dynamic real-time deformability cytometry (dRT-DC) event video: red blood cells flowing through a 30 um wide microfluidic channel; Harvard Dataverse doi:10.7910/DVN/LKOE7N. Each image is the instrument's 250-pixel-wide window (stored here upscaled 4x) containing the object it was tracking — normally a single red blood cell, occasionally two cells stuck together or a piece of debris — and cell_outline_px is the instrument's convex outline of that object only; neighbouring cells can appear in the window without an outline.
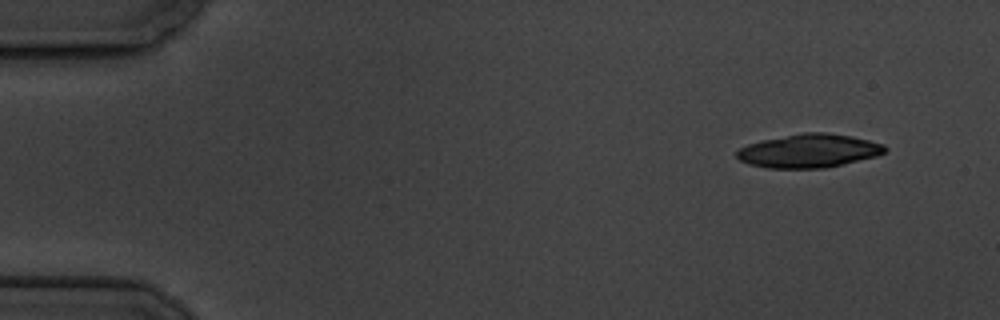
{"species": "common noctule bat (a hibernating species)", "species_latin": "Nyctalus noctula", "temperature_condition": "cold", "stored_images_in_passage": 4, "camera_frame_rate_fps": 3000, "um_per_image_px": 0.085, "animal": {"sex": "male", "body_mass_g": 19.5, "forearm_length_mm": 54.6}, "frame": {"image": 1, "passage_image": 1, "time_ms": 0.0, "image_size_px": [1000, 320], "cell_outline_px": [[888, 148], [884, 152], [876, 156], [844, 164], [824, 168], [768, 168], [748, 164], [740, 160], [736, 156], [736, 152], [740, 148], [748, 144], [764, 140], [804, 132], [824, 132], [848, 136], [868, 140], [884, 144]], "centroid_in_image_um": [68.76, 12.83], "position_along_channel_um": 16.2, "area_um2": 28.73}}